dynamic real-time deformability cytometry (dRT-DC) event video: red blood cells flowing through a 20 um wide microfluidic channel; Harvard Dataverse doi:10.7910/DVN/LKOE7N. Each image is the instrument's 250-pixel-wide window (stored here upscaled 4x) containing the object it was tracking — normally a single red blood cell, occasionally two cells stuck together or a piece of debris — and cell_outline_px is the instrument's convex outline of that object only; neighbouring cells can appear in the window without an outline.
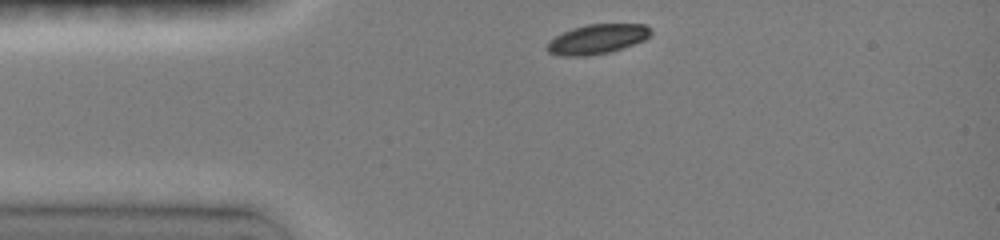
{"species": "common noctule bat (a hibernating species)", "species_latin": "Nyctalus noctula", "temperature_condition": "room temperature", "stored_images_in_passage": 32, "camera_frame_rate_fps": 3000, "um_per_image_px": 0.085, "animal": {"sex": "female", "body_mass_g": 19.0, "forearm_length_mm": 51.5}, "frame": {"image": 1, "passage_image": 1, "time_ms": 0.0, "image_size_px": [1000, 240], "cell_outline_px": [[652, 32], [644, 40], [612, 52], [584, 56], [556, 56], [548, 52], [544, 48], [548, 40], [572, 28], [588, 24], [644, 24], [652, 28]], "centroid_in_image_um": [50.72, 3.33], "position_along_channel_um": 34.3, "area_um2": 18.15}}
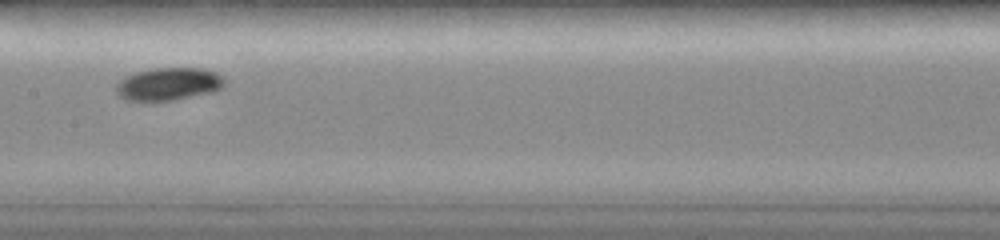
{"frame": {"image": 2, "passage_image": 15, "time_ms": 4.667, "image_size_px": [1000, 240], "cell_outline_px": [[224, 88], [212, 92], [176, 100], [128, 100], [120, 96], [116, 92], [116, 84], [124, 76], [136, 72], [156, 68], [204, 68], [216, 72], [224, 76]], "centroid_in_image_um": [14.37, 7.13], "position_along_channel_um": 193.0, "area_um2": 20.75}}
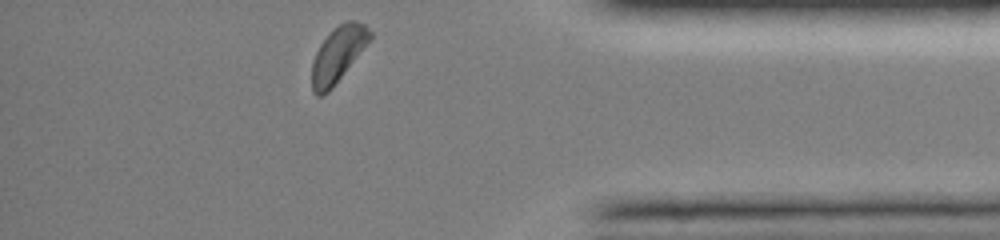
{"frame": {"image": 3, "passage_image": 32, "time_ms": 10.333, "image_size_px": [1000, 240], "cell_outline_px": [[372, 36], [332, 88], [324, 96], [316, 96], [312, 92], [312, 60], [320, 44], [340, 24], [348, 20], [356, 20], [364, 24], [372, 32]], "centroid_in_image_um": [28.69, 4.65], "position_along_channel_um": 406.5, "area_um2": 18.26}, "authors_computed_cell_mechanics": {"area_um2": 19.7387, "velocity_mm_per_s": 4.0282, "shape_relaxation_time_tau1_ms": 1.1219, "shape_relaxation_time_tau2_ms": null, "deformation_change_tau1": 0.08, "deformation_change_tau2": null}}